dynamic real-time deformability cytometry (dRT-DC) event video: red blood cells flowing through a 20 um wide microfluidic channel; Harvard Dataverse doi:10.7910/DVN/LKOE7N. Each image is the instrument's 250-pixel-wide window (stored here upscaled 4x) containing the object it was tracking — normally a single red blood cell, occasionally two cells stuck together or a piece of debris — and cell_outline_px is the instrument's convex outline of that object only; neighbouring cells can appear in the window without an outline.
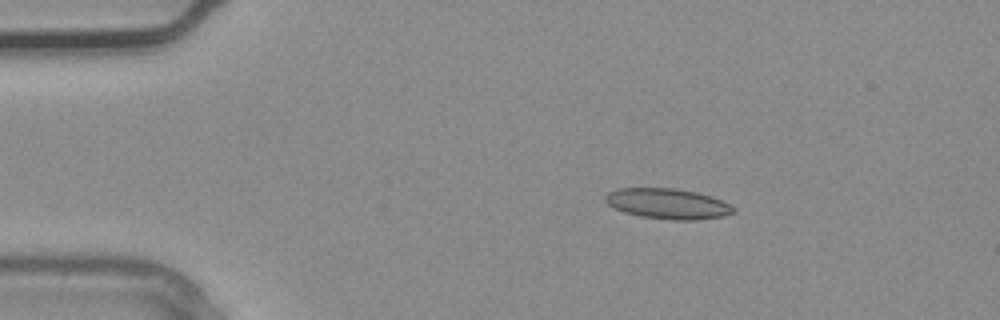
{"species": "common noctule bat (a hibernating species)", "species_latin": "Nyctalus noctula", "temperature_condition": "warm", "stored_images_in_passage": 2, "camera_frame_rate_fps": 3000, "um_per_image_px": 0.085, "animal": {"sex": "male", "body_mass_g": 20.4}, "frame": {"image": 1, "passage_image": 2, "time_ms": 0.333, "image_size_px": [1000, 320], "cell_outline_px": [[736, 212], [724, 216], [696, 220], [676, 220], [640, 216], [624, 212], [608, 204], [604, 200], [604, 196], [608, 192], [616, 188], [676, 188], [696, 192], [712, 196], [736, 208]], "centroid_in_image_um": [56.76, 17.31], "position_along_channel_um": 28.2, "area_um2": 22.77}}